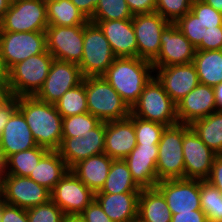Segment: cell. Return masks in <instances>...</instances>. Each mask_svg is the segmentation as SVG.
<instances>
[{"label": "cell", "mask_w": 222, "mask_h": 222, "mask_svg": "<svg viewBox=\"0 0 222 222\" xmlns=\"http://www.w3.org/2000/svg\"><path fill=\"white\" fill-rule=\"evenodd\" d=\"M138 217L144 222H171L172 212L156 188H142L138 199Z\"/></svg>", "instance_id": "cell-29"}, {"label": "cell", "mask_w": 222, "mask_h": 222, "mask_svg": "<svg viewBox=\"0 0 222 222\" xmlns=\"http://www.w3.org/2000/svg\"><path fill=\"white\" fill-rule=\"evenodd\" d=\"M101 121L91 113L63 117L62 137H82L95 128Z\"/></svg>", "instance_id": "cell-38"}, {"label": "cell", "mask_w": 222, "mask_h": 222, "mask_svg": "<svg viewBox=\"0 0 222 222\" xmlns=\"http://www.w3.org/2000/svg\"><path fill=\"white\" fill-rule=\"evenodd\" d=\"M45 51V31L0 32V55L8 71L17 63Z\"/></svg>", "instance_id": "cell-10"}, {"label": "cell", "mask_w": 222, "mask_h": 222, "mask_svg": "<svg viewBox=\"0 0 222 222\" xmlns=\"http://www.w3.org/2000/svg\"><path fill=\"white\" fill-rule=\"evenodd\" d=\"M161 48L151 62L153 67L193 63L196 48L174 23H170L161 33Z\"/></svg>", "instance_id": "cell-18"}, {"label": "cell", "mask_w": 222, "mask_h": 222, "mask_svg": "<svg viewBox=\"0 0 222 222\" xmlns=\"http://www.w3.org/2000/svg\"><path fill=\"white\" fill-rule=\"evenodd\" d=\"M0 82H8V70L4 65L1 55H0Z\"/></svg>", "instance_id": "cell-51"}, {"label": "cell", "mask_w": 222, "mask_h": 222, "mask_svg": "<svg viewBox=\"0 0 222 222\" xmlns=\"http://www.w3.org/2000/svg\"><path fill=\"white\" fill-rule=\"evenodd\" d=\"M6 175V159L0 150V181H3Z\"/></svg>", "instance_id": "cell-52"}, {"label": "cell", "mask_w": 222, "mask_h": 222, "mask_svg": "<svg viewBox=\"0 0 222 222\" xmlns=\"http://www.w3.org/2000/svg\"><path fill=\"white\" fill-rule=\"evenodd\" d=\"M182 146L185 178L207 180L217 154L199 138L191 127L184 133Z\"/></svg>", "instance_id": "cell-19"}, {"label": "cell", "mask_w": 222, "mask_h": 222, "mask_svg": "<svg viewBox=\"0 0 222 222\" xmlns=\"http://www.w3.org/2000/svg\"><path fill=\"white\" fill-rule=\"evenodd\" d=\"M123 160L129 167L132 179L141 189L157 185L158 145L137 144Z\"/></svg>", "instance_id": "cell-21"}, {"label": "cell", "mask_w": 222, "mask_h": 222, "mask_svg": "<svg viewBox=\"0 0 222 222\" xmlns=\"http://www.w3.org/2000/svg\"><path fill=\"white\" fill-rule=\"evenodd\" d=\"M71 2L86 16L88 20L93 17L98 0H71Z\"/></svg>", "instance_id": "cell-48"}, {"label": "cell", "mask_w": 222, "mask_h": 222, "mask_svg": "<svg viewBox=\"0 0 222 222\" xmlns=\"http://www.w3.org/2000/svg\"><path fill=\"white\" fill-rule=\"evenodd\" d=\"M206 181L216 187L222 194V155H217L214 158L211 173Z\"/></svg>", "instance_id": "cell-45"}, {"label": "cell", "mask_w": 222, "mask_h": 222, "mask_svg": "<svg viewBox=\"0 0 222 222\" xmlns=\"http://www.w3.org/2000/svg\"><path fill=\"white\" fill-rule=\"evenodd\" d=\"M64 222H85L79 215L66 216Z\"/></svg>", "instance_id": "cell-55"}, {"label": "cell", "mask_w": 222, "mask_h": 222, "mask_svg": "<svg viewBox=\"0 0 222 222\" xmlns=\"http://www.w3.org/2000/svg\"><path fill=\"white\" fill-rule=\"evenodd\" d=\"M1 222H28L27 209L5 204Z\"/></svg>", "instance_id": "cell-43"}, {"label": "cell", "mask_w": 222, "mask_h": 222, "mask_svg": "<svg viewBox=\"0 0 222 222\" xmlns=\"http://www.w3.org/2000/svg\"><path fill=\"white\" fill-rule=\"evenodd\" d=\"M155 187L162 193L172 214L201 210L200 180H161Z\"/></svg>", "instance_id": "cell-15"}, {"label": "cell", "mask_w": 222, "mask_h": 222, "mask_svg": "<svg viewBox=\"0 0 222 222\" xmlns=\"http://www.w3.org/2000/svg\"><path fill=\"white\" fill-rule=\"evenodd\" d=\"M18 110L23 114L37 146L58 150L62 141V115L55 104L38 100L35 96L18 97Z\"/></svg>", "instance_id": "cell-2"}, {"label": "cell", "mask_w": 222, "mask_h": 222, "mask_svg": "<svg viewBox=\"0 0 222 222\" xmlns=\"http://www.w3.org/2000/svg\"><path fill=\"white\" fill-rule=\"evenodd\" d=\"M10 4H12V3H15V2H17V1H19V0H7Z\"/></svg>", "instance_id": "cell-59"}, {"label": "cell", "mask_w": 222, "mask_h": 222, "mask_svg": "<svg viewBox=\"0 0 222 222\" xmlns=\"http://www.w3.org/2000/svg\"><path fill=\"white\" fill-rule=\"evenodd\" d=\"M48 25H85L89 20L71 0H46Z\"/></svg>", "instance_id": "cell-32"}, {"label": "cell", "mask_w": 222, "mask_h": 222, "mask_svg": "<svg viewBox=\"0 0 222 222\" xmlns=\"http://www.w3.org/2000/svg\"><path fill=\"white\" fill-rule=\"evenodd\" d=\"M6 203L4 202V200L2 199L0 201V222H1V219H2V208L3 206L5 205Z\"/></svg>", "instance_id": "cell-56"}, {"label": "cell", "mask_w": 222, "mask_h": 222, "mask_svg": "<svg viewBox=\"0 0 222 222\" xmlns=\"http://www.w3.org/2000/svg\"><path fill=\"white\" fill-rule=\"evenodd\" d=\"M205 3L222 13V0H203Z\"/></svg>", "instance_id": "cell-53"}, {"label": "cell", "mask_w": 222, "mask_h": 222, "mask_svg": "<svg viewBox=\"0 0 222 222\" xmlns=\"http://www.w3.org/2000/svg\"><path fill=\"white\" fill-rule=\"evenodd\" d=\"M114 159L107 154L91 156L79 161L70 171L94 193L101 191Z\"/></svg>", "instance_id": "cell-26"}, {"label": "cell", "mask_w": 222, "mask_h": 222, "mask_svg": "<svg viewBox=\"0 0 222 222\" xmlns=\"http://www.w3.org/2000/svg\"><path fill=\"white\" fill-rule=\"evenodd\" d=\"M28 222H64L66 215L50 199L48 202L27 209Z\"/></svg>", "instance_id": "cell-41"}, {"label": "cell", "mask_w": 222, "mask_h": 222, "mask_svg": "<svg viewBox=\"0 0 222 222\" xmlns=\"http://www.w3.org/2000/svg\"><path fill=\"white\" fill-rule=\"evenodd\" d=\"M133 15L152 13L156 10V0H125Z\"/></svg>", "instance_id": "cell-44"}, {"label": "cell", "mask_w": 222, "mask_h": 222, "mask_svg": "<svg viewBox=\"0 0 222 222\" xmlns=\"http://www.w3.org/2000/svg\"><path fill=\"white\" fill-rule=\"evenodd\" d=\"M154 76L176 104L200 83L193 63L154 67Z\"/></svg>", "instance_id": "cell-20"}, {"label": "cell", "mask_w": 222, "mask_h": 222, "mask_svg": "<svg viewBox=\"0 0 222 222\" xmlns=\"http://www.w3.org/2000/svg\"><path fill=\"white\" fill-rule=\"evenodd\" d=\"M140 191L141 188L132 179L127 163L123 159H117L113 160L105 184L97 193L120 194Z\"/></svg>", "instance_id": "cell-31"}, {"label": "cell", "mask_w": 222, "mask_h": 222, "mask_svg": "<svg viewBox=\"0 0 222 222\" xmlns=\"http://www.w3.org/2000/svg\"><path fill=\"white\" fill-rule=\"evenodd\" d=\"M51 200L66 216L79 215L94 199L95 193L69 171L51 190Z\"/></svg>", "instance_id": "cell-13"}, {"label": "cell", "mask_w": 222, "mask_h": 222, "mask_svg": "<svg viewBox=\"0 0 222 222\" xmlns=\"http://www.w3.org/2000/svg\"><path fill=\"white\" fill-rule=\"evenodd\" d=\"M18 109V97L13 96L7 103L0 107V134L11 118L12 114Z\"/></svg>", "instance_id": "cell-46"}, {"label": "cell", "mask_w": 222, "mask_h": 222, "mask_svg": "<svg viewBox=\"0 0 222 222\" xmlns=\"http://www.w3.org/2000/svg\"><path fill=\"white\" fill-rule=\"evenodd\" d=\"M36 146V141L23 114L17 109L0 134L1 152L7 159L14 153L29 150Z\"/></svg>", "instance_id": "cell-25"}, {"label": "cell", "mask_w": 222, "mask_h": 222, "mask_svg": "<svg viewBox=\"0 0 222 222\" xmlns=\"http://www.w3.org/2000/svg\"><path fill=\"white\" fill-rule=\"evenodd\" d=\"M115 58L100 27L88 21L84 25L83 56L78 65L83 77L102 76Z\"/></svg>", "instance_id": "cell-8"}, {"label": "cell", "mask_w": 222, "mask_h": 222, "mask_svg": "<svg viewBox=\"0 0 222 222\" xmlns=\"http://www.w3.org/2000/svg\"><path fill=\"white\" fill-rule=\"evenodd\" d=\"M193 0H156V10L170 23H175L191 10Z\"/></svg>", "instance_id": "cell-40"}, {"label": "cell", "mask_w": 222, "mask_h": 222, "mask_svg": "<svg viewBox=\"0 0 222 222\" xmlns=\"http://www.w3.org/2000/svg\"><path fill=\"white\" fill-rule=\"evenodd\" d=\"M54 57L46 50L14 65L8 71L13 96H35L46 80Z\"/></svg>", "instance_id": "cell-6"}, {"label": "cell", "mask_w": 222, "mask_h": 222, "mask_svg": "<svg viewBox=\"0 0 222 222\" xmlns=\"http://www.w3.org/2000/svg\"><path fill=\"white\" fill-rule=\"evenodd\" d=\"M133 16L125 0H98L89 21L124 20L132 19Z\"/></svg>", "instance_id": "cell-37"}, {"label": "cell", "mask_w": 222, "mask_h": 222, "mask_svg": "<svg viewBox=\"0 0 222 222\" xmlns=\"http://www.w3.org/2000/svg\"><path fill=\"white\" fill-rule=\"evenodd\" d=\"M193 64L201 84L214 87L222 82V50H196Z\"/></svg>", "instance_id": "cell-30"}, {"label": "cell", "mask_w": 222, "mask_h": 222, "mask_svg": "<svg viewBox=\"0 0 222 222\" xmlns=\"http://www.w3.org/2000/svg\"><path fill=\"white\" fill-rule=\"evenodd\" d=\"M51 191L29 177L5 175L3 200L6 204L28 209L48 202Z\"/></svg>", "instance_id": "cell-17"}, {"label": "cell", "mask_w": 222, "mask_h": 222, "mask_svg": "<svg viewBox=\"0 0 222 222\" xmlns=\"http://www.w3.org/2000/svg\"><path fill=\"white\" fill-rule=\"evenodd\" d=\"M169 24L170 22L157 12L133 16L132 25L137 39L138 58L152 62L158 56L161 33Z\"/></svg>", "instance_id": "cell-14"}, {"label": "cell", "mask_w": 222, "mask_h": 222, "mask_svg": "<svg viewBox=\"0 0 222 222\" xmlns=\"http://www.w3.org/2000/svg\"><path fill=\"white\" fill-rule=\"evenodd\" d=\"M215 107L217 111H222V82L213 87Z\"/></svg>", "instance_id": "cell-50"}, {"label": "cell", "mask_w": 222, "mask_h": 222, "mask_svg": "<svg viewBox=\"0 0 222 222\" xmlns=\"http://www.w3.org/2000/svg\"><path fill=\"white\" fill-rule=\"evenodd\" d=\"M47 27L46 0L12 3L0 20V32L45 31Z\"/></svg>", "instance_id": "cell-9"}, {"label": "cell", "mask_w": 222, "mask_h": 222, "mask_svg": "<svg viewBox=\"0 0 222 222\" xmlns=\"http://www.w3.org/2000/svg\"><path fill=\"white\" fill-rule=\"evenodd\" d=\"M10 3L7 0H0V20L3 18L5 12L9 8Z\"/></svg>", "instance_id": "cell-54"}, {"label": "cell", "mask_w": 222, "mask_h": 222, "mask_svg": "<svg viewBox=\"0 0 222 222\" xmlns=\"http://www.w3.org/2000/svg\"><path fill=\"white\" fill-rule=\"evenodd\" d=\"M196 50H222V13L203 0L174 23Z\"/></svg>", "instance_id": "cell-1"}, {"label": "cell", "mask_w": 222, "mask_h": 222, "mask_svg": "<svg viewBox=\"0 0 222 222\" xmlns=\"http://www.w3.org/2000/svg\"><path fill=\"white\" fill-rule=\"evenodd\" d=\"M13 97L8 82H0V107Z\"/></svg>", "instance_id": "cell-49"}, {"label": "cell", "mask_w": 222, "mask_h": 222, "mask_svg": "<svg viewBox=\"0 0 222 222\" xmlns=\"http://www.w3.org/2000/svg\"><path fill=\"white\" fill-rule=\"evenodd\" d=\"M190 125L177 123L166 126L158 143V181L185 178L183 156L184 133Z\"/></svg>", "instance_id": "cell-7"}, {"label": "cell", "mask_w": 222, "mask_h": 222, "mask_svg": "<svg viewBox=\"0 0 222 222\" xmlns=\"http://www.w3.org/2000/svg\"><path fill=\"white\" fill-rule=\"evenodd\" d=\"M140 193H95V200L113 222H128L138 217Z\"/></svg>", "instance_id": "cell-27"}, {"label": "cell", "mask_w": 222, "mask_h": 222, "mask_svg": "<svg viewBox=\"0 0 222 222\" xmlns=\"http://www.w3.org/2000/svg\"><path fill=\"white\" fill-rule=\"evenodd\" d=\"M136 145L134 123L129 118L105 122L104 153L110 158L125 159Z\"/></svg>", "instance_id": "cell-24"}, {"label": "cell", "mask_w": 222, "mask_h": 222, "mask_svg": "<svg viewBox=\"0 0 222 222\" xmlns=\"http://www.w3.org/2000/svg\"><path fill=\"white\" fill-rule=\"evenodd\" d=\"M104 147L105 122L101 121L82 137H62L57 151L71 169L81 160L104 153Z\"/></svg>", "instance_id": "cell-16"}, {"label": "cell", "mask_w": 222, "mask_h": 222, "mask_svg": "<svg viewBox=\"0 0 222 222\" xmlns=\"http://www.w3.org/2000/svg\"><path fill=\"white\" fill-rule=\"evenodd\" d=\"M128 118L134 123L136 144L158 145L166 127L164 124L143 120L132 113Z\"/></svg>", "instance_id": "cell-39"}, {"label": "cell", "mask_w": 222, "mask_h": 222, "mask_svg": "<svg viewBox=\"0 0 222 222\" xmlns=\"http://www.w3.org/2000/svg\"><path fill=\"white\" fill-rule=\"evenodd\" d=\"M102 76L132 108L154 77V67L138 57H116Z\"/></svg>", "instance_id": "cell-3"}, {"label": "cell", "mask_w": 222, "mask_h": 222, "mask_svg": "<svg viewBox=\"0 0 222 222\" xmlns=\"http://www.w3.org/2000/svg\"><path fill=\"white\" fill-rule=\"evenodd\" d=\"M171 222H208L202 210L172 214Z\"/></svg>", "instance_id": "cell-47"}, {"label": "cell", "mask_w": 222, "mask_h": 222, "mask_svg": "<svg viewBox=\"0 0 222 222\" xmlns=\"http://www.w3.org/2000/svg\"><path fill=\"white\" fill-rule=\"evenodd\" d=\"M131 113L143 120L158 122L165 126L179 123L176 103L155 76L144 87L139 100L132 106Z\"/></svg>", "instance_id": "cell-5"}, {"label": "cell", "mask_w": 222, "mask_h": 222, "mask_svg": "<svg viewBox=\"0 0 222 222\" xmlns=\"http://www.w3.org/2000/svg\"><path fill=\"white\" fill-rule=\"evenodd\" d=\"M176 105L178 122L187 125L217 111L213 87L201 83Z\"/></svg>", "instance_id": "cell-22"}, {"label": "cell", "mask_w": 222, "mask_h": 222, "mask_svg": "<svg viewBox=\"0 0 222 222\" xmlns=\"http://www.w3.org/2000/svg\"><path fill=\"white\" fill-rule=\"evenodd\" d=\"M77 64L54 59L43 86L35 97L43 102L55 104L69 89L83 81Z\"/></svg>", "instance_id": "cell-12"}, {"label": "cell", "mask_w": 222, "mask_h": 222, "mask_svg": "<svg viewBox=\"0 0 222 222\" xmlns=\"http://www.w3.org/2000/svg\"><path fill=\"white\" fill-rule=\"evenodd\" d=\"M55 106L57 111L62 115V118L87 113L85 77L79 85L69 89L55 103Z\"/></svg>", "instance_id": "cell-35"}, {"label": "cell", "mask_w": 222, "mask_h": 222, "mask_svg": "<svg viewBox=\"0 0 222 222\" xmlns=\"http://www.w3.org/2000/svg\"><path fill=\"white\" fill-rule=\"evenodd\" d=\"M46 50L54 59L79 65L83 56L84 25H48Z\"/></svg>", "instance_id": "cell-11"}, {"label": "cell", "mask_w": 222, "mask_h": 222, "mask_svg": "<svg viewBox=\"0 0 222 222\" xmlns=\"http://www.w3.org/2000/svg\"><path fill=\"white\" fill-rule=\"evenodd\" d=\"M88 112L100 121L123 120L130 116L131 108L103 76L85 77Z\"/></svg>", "instance_id": "cell-4"}, {"label": "cell", "mask_w": 222, "mask_h": 222, "mask_svg": "<svg viewBox=\"0 0 222 222\" xmlns=\"http://www.w3.org/2000/svg\"><path fill=\"white\" fill-rule=\"evenodd\" d=\"M128 222H144V221H142L139 217H136L135 219L130 220Z\"/></svg>", "instance_id": "cell-58"}, {"label": "cell", "mask_w": 222, "mask_h": 222, "mask_svg": "<svg viewBox=\"0 0 222 222\" xmlns=\"http://www.w3.org/2000/svg\"><path fill=\"white\" fill-rule=\"evenodd\" d=\"M49 150L40 146L10 155L6 159V175L28 177Z\"/></svg>", "instance_id": "cell-34"}, {"label": "cell", "mask_w": 222, "mask_h": 222, "mask_svg": "<svg viewBox=\"0 0 222 222\" xmlns=\"http://www.w3.org/2000/svg\"><path fill=\"white\" fill-rule=\"evenodd\" d=\"M200 203L208 222H222V194L206 180H200Z\"/></svg>", "instance_id": "cell-36"}, {"label": "cell", "mask_w": 222, "mask_h": 222, "mask_svg": "<svg viewBox=\"0 0 222 222\" xmlns=\"http://www.w3.org/2000/svg\"><path fill=\"white\" fill-rule=\"evenodd\" d=\"M79 216L85 222H113L103 211L99 203L94 199Z\"/></svg>", "instance_id": "cell-42"}, {"label": "cell", "mask_w": 222, "mask_h": 222, "mask_svg": "<svg viewBox=\"0 0 222 222\" xmlns=\"http://www.w3.org/2000/svg\"><path fill=\"white\" fill-rule=\"evenodd\" d=\"M190 127L217 155H222V111L194 121Z\"/></svg>", "instance_id": "cell-33"}, {"label": "cell", "mask_w": 222, "mask_h": 222, "mask_svg": "<svg viewBox=\"0 0 222 222\" xmlns=\"http://www.w3.org/2000/svg\"><path fill=\"white\" fill-rule=\"evenodd\" d=\"M69 171L58 151L49 150L28 177L51 191Z\"/></svg>", "instance_id": "cell-28"}, {"label": "cell", "mask_w": 222, "mask_h": 222, "mask_svg": "<svg viewBox=\"0 0 222 222\" xmlns=\"http://www.w3.org/2000/svg\"><path fill=\"white\" fill-rule=\"evenodd\" d=\"M3 199V181H0V201Z\"/></svg>", "instance_id": "cell-57"}, {"label": "cell", "mask_w": 222, "mask_h": 222, "mask_svg": "<svg viewBox=\"0 0 222 222\" xmlns=\"http://www.w3.org/2000/svg\"><path fill=\"white\" fill-rule=\"evenodd\" d=\"M90 22L100 27L116 57H138L132 19Z\"/></svg>", "instance_id": "cell-23"}]
</instances>
